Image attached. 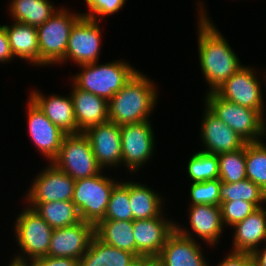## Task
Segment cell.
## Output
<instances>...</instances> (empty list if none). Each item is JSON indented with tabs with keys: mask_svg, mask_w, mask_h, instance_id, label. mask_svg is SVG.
<instances>
[{
	"mask_svg": "<svg viewBox=\"0 0 266 266\" xmlns=\"http://www.w3.org/2000/svg\"><path fill=\"white\" fill-rule=\"evenodd\" d=\"M31 266H79V260L66 257L43 256L33 259Z\"/></svg>",
	"mask_w": 266,
	"mask_h": 266,
	"instance_id": "74e56055",
	"label": "cell"
},
{
	"mask_svg": "<svg viewBox=\"0 0 266 266\" xmlns=\"http://www.w3.org/2000/svg\"><path fill=\"white\" fill-rule=\"evenodd\" d=\"M74 186L75 180L50 162L32 180L24 199L27 203L72 201Z\"/></svg>",
	"mask_w": 266,
	"mask_h": 266,
	"instance_id": "7c38bea8",
	"label": "cell"
},
{
	"mask_svg": "<svg viewBox=\"0 0 266 266\" xmlns=\"http://www.w3.org/2000/svg\"><path fill=\"white\" fill-rule=\"evenodd\" d=\"M205 106L226 125L234 130L246 143L262 141V114L247 107L227 101L216 92H207Z\"/></svg>",
	"mask_w": 266,
	"mask_h": 266,
	"instance_id": "52a82bcc",
	"label": "cell"
},
{
	"mask_svg": "<svg viewBox=\"0 0 266 266\" xmlns=\"http://www.w3.org/2000/svg\"><path fill=\"white\" fill-rule=\"evenodd\" d=\"M107 220L133 221L129 198V181H120L113 189L104 216Z\"/></svg>",
	"mask_w": 266,
	"mask_h": 266,
	"instance_id": "d6a6232c",
	"label": "cell"
},
{
	"mask_svg": "<svg viewBox=\"0 0 266 266\" xmlns=\"http://www.w3.org/2000/svg\"><path fill=\"white\" fill-rule=\"evenodd\" d=\"M220 209L224 227H232L236 223L243 221L258 208L251 202L239 200L222 202L220 204Z\"/></svg>",
	"mask_w": 266,
	"mask_h": 266,
	"instance_id": "e575fe53",
	"label": "cell"
},
{
	"mask_svg": "<svg viewBox=\"0 0 266 266\" xmlns=\"http://www.w3.org/2000/svg\"><path fill=\"white\" fill-rule=\"evenodd\" d=\"M119 182L103 175V172L75 180L72 202L84 222L96 226L104 219L111 193Z\"/></svg>",
	"mask_w": 266,
	"mask_h": 266,
	"instance_id": "8992f818",
	"label": "cell"
},
{
	"mask_svg": "<svg viewBox=\"0 0 266 266\" xmlns=\"http://www.w3.org/2000/svg\"><path fill=\"white\" fill-rule=\"evenodd\" d=\"M126 1L127 0H85L89 9L87 10L88 13L84 12L82 15L101 22L103 17L121 11Z\"/></svg>",
	"mask_w": 266,
	"mask_h": 266,
	"instance_id": "d590c367",
	"label": "cell"
},
{
	"mask_svg": "<svg viewBox=\"0 0 266 266\" xmlns=\"http://www.w3.org/2000/svg\"><path fill=\"white\" fill-rule=\"evenodd\" d=\"M190 204L220 206V184L219 178L205 182H190Z\"/></svg>",
	"mask_w": 266,
	"mask_h": 266,
	"instance_id": "836d02e7",
	"label": "cell"
},
{
	"mask_svg": "<svg viewBox=\"0 0 266 266\" xmlns=\"http://www.w3.org/2000/svg\"><path fill=\"white\" fill-rule=\"evenodd\" d=\"M243 66L226 80L215 92L223 99L262 114V128L266 137V119L263 90L254 66ZM258 76V77H257ZM260 81V82H259Z\"/></svg>",
	"mask_w": 266,
	"mask_h": 266,
	"instance_id": "9c48e42d",
	"label": "cell"
},
{
	"mask_svg": "<svg viewBox=\"0 0 266 266\" xmlns=\"http://www.w3.org/2000/svg\"><path fill=\"white\" fill-rule=\"evenodd\" d=\"M187 164L186 171L192 183L219 178V159L217 154L198 151L190 157Z\"/></svg>",
	"mask_w": 266,
	"mask_h": 266,
	"instance_id": "4dcf8cb0",
	"label": "cell"
},
{
	"mask_svg": "<svg viewBox=\"0 0 266 266\" xmlns=\"http://www.w3.org/2000/svg\"><path fill=\"white\" fill-rule=\"evenodd\" d=\"M129 198L133 220L151 219L164 214L163 198L149 185L129 181Z\"/></svg>",
	"mask_w": 266,
	"mask_h": 266,
	"instance_id": "d4e9b609",
	"label": "cell"
},
{
	"mask_svg": "<svg viewBox=\"0 0 266 266\" xmlns=\"http://www.w3.org/2000/svg\"><path fill=\"white\" fill-rule=\"evenodd\" d=\"M208 262L207 266H210ZM216 266H254L251 253L231 252Z\"/></svg>",
	"mask_w": 266,
	"mask_h": 266,
	"instance_id": "8d00e7d4",
	"label": "cell"
},
{
	"mask_svg": "<svg viewBox=\"0 0 266 266\" xmlns=\"http://www.w3.org/2000/svg\"><path fill=\"white\" fill-rule=\"evenodd\" d=\"M218 159L221 182L233 183L247 178L245 145L238 150L218 154Z\"/></svg>",
	"mask_w": 266,
	"mask_h": 266,
	"instance_id": "1f68e13d",
	"label": "cell"
},
{
	"mask_svg": "<svg viewBox=\"0 0 266 266\" xmlns=\"http://www.w3.org/2000/svg\"><path fill=\"white\" fill-rule=\"evenodd\" d=\"M201 121L199 130L200 140L203 144L201 151L218 155L238 150L246 144L234 130L215 116L206 106Z\"/></svg>",
	"mask_w": 266,
	"mask_h": 266,
	"instance_id": "ac0fdd59",
	"label": "cell"
},
{
	"mask_svg": "<svg viewBox=\"0 0 266 266\" xmlns=\"http://www.w3.org/2000/svg\"><path fill=\"white\" fill-rule=\"evenodd\" d=\"M51 163L74 180L93 177L103 172L84 133L66 135L58 155Z\"/></svg>",
	"mask_w": 266,
	"mask_h": 266,
	"instance_id": "ba28073f",
	"label": "cell"
},
{
	"mask_svg": "<svg viewBox=\"0 0 266 266\" xmlns=\"http://www.w3.org/2000/svg\"><path fill=\"white\" fill-rule=\"evenodd\" d=\"M27 101V132L39 153L50 163L58 155L67 134L54 125L30 98Z\"/></svg>",
	"mask_w": 266,
	"mask_h": 266,
	"instance_id": "5bb4252c",
	"label": "cell"
},
{
	"mask_svg": "<svg viewBox=\"0 0 266 266\" xmlns=\"http://www.w3.org/2000/svg\"><path fill=\"white\" fill-rule=\"evenodd\" d=\"M22 210L16 216L13 230L20 253L12 260L30 263L33 259L48 256L53 228L27 205Z\"/></svg>",
	"mask_w": 266,
	"mask_h": 266,
	"instance_id": "5b68a950",
	"label": "cell"
},
{
	"mask_svg": "<svg viewBox=\"0 0 266 266\" xmlns=\"http://www.w3.org/2000/svg\"><path fill=\"white\" fill-rule=\"evenodd\" d=\"M120 133L122 165L130 170L129 173H137L154 155L155 136L151 121L122 124Z\"/></svg>",
	"mask_w": 266,
	"mask_h": 266,
	"instance_id": "30bf717a",
	"label": "cell"
},
{
	"mask_svg": "<svg viewBox=\"0 0 266 266\" xmlns=\"http://www.w3.org/2000/svg\"><path fill=\"white\" fill-rule=\"evenodd\" d=\"M247 179L258 185L266 194V143L264 141L245 144Z\"/></svg>",
	"mask_w": 266,
	"mask_h": 266,
	"instance_id": "f546056e",
	"label": "cell"
},
{
	"mask_svg": "<svg viewBox=\"0 0 266 266\" xmlns=\"http://www.w3.org/2000/svg\"><path fill=\"white\" fill-rule=\"evenodd\" d=\"M28 98L64 133L77 134V122L70 93L68 96L57 94L45 96L34 89Z\"/></svg>",
	"mask_w": 266,
	"mask_h": 266,
	"instance_id": "44dd1931",
	"label": "cell"
},
{
	"mask_svg": "<svg viewBox=\"0 0 266 266\" xmlns=\"http://www.w3.org/2000/svg\"><path fill=\"white\" fill-rule=\"evenodd\" d=\"M163 214L145 220H133L135 255L140 260L156 259L168 237L175 231V221Z\"/></svg>",
	"mask_w": 266,
	"mask_h": 266,
	"instance_id": "4fadbf2b",
	"label": "cell"
},
{
	"mask_svg": "<svg viewBox=\"0 0 266 266\" xmlns=\"http://www.w3.org/2000/svg\"><path fill=\"white\" fill-rule=\"evenodd\" d=\"M8 266H31L29 263H21L11 260Z\"/></svg>",
	"mask_w": 266,
	"mask_h": 266,
	"instance_id": "b9f144b4",
	"label": "cell"
},
{
	"mask_svg": "<svg viewBox=\"0 0 266 266\" xmlns=\"http://www.w3.org/2000/svg\"><path fill=\"white\" fill-rule=\"evenodd\" d=\"M95 235V226L83 220L73 226L53 229L48 256L80 259Z\"/></svg>",
	"mask_w": 266,
	"mask_h": 266,
	"instance_id": "e0dca14e",
	"label": "cell"
},
{
	"mask_svg": "<svg viewBox=\"0 0 266 266\" xmlns=\"http://www.w3.org/2000/svg\"><path fill=\"white\" fill-rule=\"evenodd\" d=\"M100 22L82 16L72 27L65 57L58 63L73 61L77 66L98 62L102 43Z\"/></svg>",
	"mask_w": 266,
	"mask_h": 266,
	"instance_id": "8fae6325",
	"label": "cell"
},
{
	"mask_svg": "<svg viewBox=\"0 0 266 266\" xmlns=\"http://www.w3.org/2000/svg\"><path fill=\"white\" fill-rule=\"evenodd\" d=\"M71 90L77 134L109 121L108 101L88 91L78 89L73 84Z\"/></svg>",
	"mask_w": 266,
	"mask_h": 266,
	"instance_id": "ffe728a7",
	"label": "cell"
},
{
	"mask_svg": "<svg viewBox=\"0 0 266 266\" xmlns=\"http://www.w3.org/2000/svg\"><path fill=\"white\" fill-rule=\"evenodd\" d=\"M95 235L108 245L135 254L133 221L103 219L95 226Z\"/></svg>",
	"mask_w": 266,
	"mask_h": 266,
	"instance_id": "83f0119b",
	"label": "cell"
},
{
	"mask_svg": "<svg viewBox=\"0 0 266 266\" xmlns=\"http://www.w3.org/2000/svg\"><path fill=\"white\" fill-rule=\"evenodd\" d=\"M61 7L45 23L37 27L39 66L58 64L66 55L70 32L83 16Z\"/></svg>",
	"mask_w": 266,
	"mask_h": 266,
	"instance_id": "277c9868",
	"label": "cell"
},
{
	"mask_svg": "<svg viewBox=\"0 0 266 266\" xmlns=\"http://www.w3.org/2000/svg\"><path fill=\"white\" fill-rule=\"evenodd\" d=\"M264 244L252 253L254 266H266V242Z\"/></svg>",
	"mask_w": 266,
	"mask_h": 266,
	"instance_id": "ab89813d",
	"label": "cell"
},
{
	"mask_svg": "<svg viewBox=\"0 0 266 266\" xmlns=\"http://www.w3.org/2000/svg\"><path fill=\"white\" fill-rule=\"evenodd\" d=\"M130 65L121 59L80 65L82 70L73 75L72 84L109 101L138 71Z\"/></svg>",
	"mask_w": 266,
	"mask_h": 266,
	"instance_id": "3957f363",
	"label": "cell"
},
{
	"mask_svg": "<svg viewBox=\"0 0 266 266\" xmlns=\"http://www.w3.org/2000/svg\"><path fill=\"white\" fill-rule=\"evenodd\" d=\"M244 200L253 203L257 208L266 203V194L262 189L249 179L238 182L220 184V202Z\"/></svg>",
	"mask_w": 266,
	"mask_h": 266,
	"instance_id": "f1b7e54d",
	"label": "cell"
},
{
	"mask_svg": "<svg viewBox=\"0 0 266 266\" xmlns=\"http://www.w3.org/2000/svg\"><path fill=\"white\" fill-rule=\"evenodd\" d=\"M8 6L12 21L33 27L45 23L59 9L50 0H11Z\"/></svg>",
	"mask_w": 266,
	"mask_h": 266,
	"instance_id": "484cf974",
	"label": "cell"
},
{
	"mask_svg": "<svg viewBox=\"0 0 266 266\" xmlns=\"http://www.w3.org/2000/svg\"><path fill=\"white\" fill-rule=\"evenodd\" d=\"M232 252L253 253L266 242V208H258L243 221L232 226Z\"/></svg>",
	"mask_w": 266,
	"mask_h": 266,
	"instance_id": "7402d4cb",
	"label": "cell"
},
{
	"mask_svg": "<svg viewBox=\"0 0 266 266\" xmlns=\"http://www.w3.org/2000/svg\"><path fill=\"white\" fill-rule=\"evenodd\" d=\"M188 208L191 230H187L186 227L183 228L180 224L178 225V222L175 223V230L179 234L195 241L198 237L207 243L208 246L215 247L224 232L220 206L193 205Z\"/></svg>",
	"mask_w": 266,
	"mask_h": 266,
	"instance_id": "9a60e30c",
	"label": "cell"
},
{
	"mask_svg": "<svg viewBox=\"0 0 266 266\" xmlns=\"http://www.w3.org/2000/svg\"><path fill=\"white\" fill-rule=\"evenodd\" d=\"M137 266H161L155 259L141 260Z\"/></svg>",
	"mask_w": 266,
	"mask_h": 266,
	"instance_id": "60d3db41",
	"label": "cell"
},
{
	"mask_svg": "<svg viewBox=\"0 0 266 266\" xmlns=\"http://www.w3.org/2000/svg\"><path fill=\"white\" fill-rule=\"evenodd\" d=\"M13 59L15 58L10 48L5 25H0V63H8Z\"/></svg>",
	"mask_w": 266,
	"mask_h": 266,
	"instance_id": "f35d334b",
	"label": "cell"
},
{
	"mask_svg": "<svg viewBox=\"0 0 266 266\" xmlns=\"http://www.w3.org/2000/svg\"><path fill=\"white\" fill-rule=\"evenodd\" d=\"M201 245L176 230L168 237L160 255L155 259L161 266H207Z\"/></svg>",
	"mask_w": 266,
	"mask_h": 266,
	"instance_id": "d6986e66",
	"label": "cell"
},
{
	"mask_svg": "<svg viewBox=\"0 0 266 266\" xmlns=\"http://www.w3.org/2000/svg\"><path fill=\"white\" fill-rule=\"evenodd\" d=\"M203 3L200 1L197 4L200 7L197 9L199 11L197 42L201 72L210 86L207 93L215 92L243 65L218 27L212 23L210 16L208 17Z\"/></svg>",
	"mask_w": 266,
	"mask_h": 266,
	"instance_id": "6da1fadb",
	"label": "cell"
},
{
	"mask_svg": "<svg viewBox=\"0 0 266 266\" xmlns=\"http://www.w3.org/2000/svg\"><path fill=\"white\" fill-rule=\"evenodd\" d=\"M153 82L138 70L108 101L109 121L117 125L150 121L158 103V89Z\"/></svg>",
	"mask_w": 266,
	"mask_h": 266,
	"instance_id": "7a4b0ae2",
	"label": "cell"
},
{
	"mask_svg": "<svg viewBox=\"0 0 266 266\" xmlns=\"http://www.w3.org/2000/svg\"><path fill=\"white\" fill-rule=\"evenodd\" d=\"M83 133L89 139L93 154L103 170L122 166L120 125L107 121Z\"/></svg>",
	"mask_w": 266,
	"mask_h": 266,
	"instance_id": "2e32d148",
	"label": "cell"
},
{
	"mask_svg": "<svg viewBox=\"0 0 266 266\" xmlns=\"http://www.w3.org/2000/svg\"><path fill=\"white\" fill-rule=\"evenodd\" d=\"M265 75L264 76H261V77H264L263 79H264V81H265V83H266V72L264 73Z\"/></svg>",
	"mask_w": 266,
	"mask_h": 266,
	"instance_id": "7bdbcfd3",
	"label": "cell"
},
{
	"mask_svg": "<svg viewBox=\"0 0 266 266\" xmlns=\"http://www.w3.org/2000/svg\"><path fill=\"white\" fill-rule=\"evenodd\" d=\"M140 261L135 254L108 245L94 235L79 266H137Z\"/></svg>",
	"mask_w": 266,
	"mask_h": 266,
	"instance_id": "603a6c76",
	"label": "cell"
},
{
	"mask_svg": "<svg viewBox=\"0 0 266 266\" xmlns=\"http://www.w3.org/2000/svg\"><path fill=\"white\" fill-rule=\"evenodd\" d=\"M53 229L73 226L82 221L77 207L72 201H51L28 203Z\"/></svg>",
	"mask_w": 266,
	"mask_h": 266,
	"instance_id": "4316f807",
	"label": "cell"
},
{
	"mask_svg": "<svg viewBox=\"0 0 266 266\" xmlns=\"http://www.w3.org/2000/svg\"><path fill=\"white\" fill-rule=\"evenodd\" d=\"M5 29L14 58L39 66L37 27L14 21L5 25Z\"/></svg>",
	"mask_w": 266,
	"mask_h": 266,
	"instance_id": "cb8c5ba5",
	"label": "cell"
}]
</instances>
